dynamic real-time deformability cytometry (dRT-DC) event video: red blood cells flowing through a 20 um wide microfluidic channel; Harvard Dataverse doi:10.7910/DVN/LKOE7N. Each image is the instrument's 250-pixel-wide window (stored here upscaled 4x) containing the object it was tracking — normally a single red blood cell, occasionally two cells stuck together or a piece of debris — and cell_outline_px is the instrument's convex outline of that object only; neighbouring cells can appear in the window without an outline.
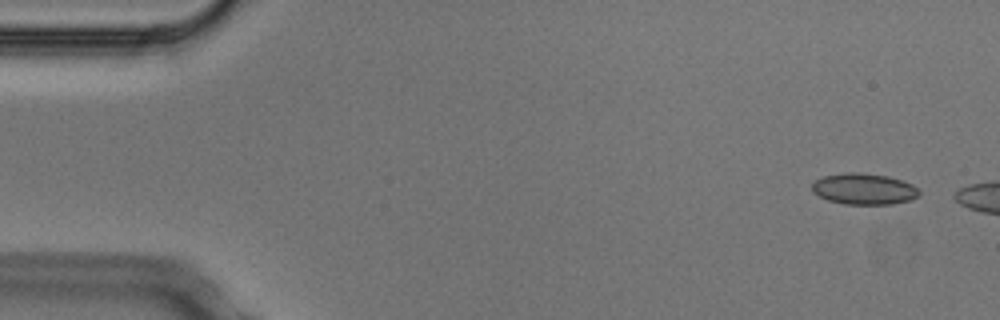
{"species": "Egyptian fruit bat (a non-hibernating species)", "species_latin": "Rousettus aegyptiacus", "temperature_condition": "cold", "stored_images_in_passage": 3, "camera_frame_rate_fps": 3000, "um_per_image_px": 0.085, "animal": {"sex": "male"}, "frame": {"image": 1, "passage_image": 1, "time_ms": 0.0, "image_size_px": [1000, 320], "cell_outline_px": [[920, 196], [908, 200], [892, 204], [844, 204], [828, 200], [812, 192], [812, 184], [816, 180], [824, 176], [848, 172], [860, 172], [888, 176], [904, 180], [912, 184], [920, 192]], "centroid_in_image_um": [73.45, 16.05], "position_along_channel_um": 11.6, "area_um2": 19.48}}